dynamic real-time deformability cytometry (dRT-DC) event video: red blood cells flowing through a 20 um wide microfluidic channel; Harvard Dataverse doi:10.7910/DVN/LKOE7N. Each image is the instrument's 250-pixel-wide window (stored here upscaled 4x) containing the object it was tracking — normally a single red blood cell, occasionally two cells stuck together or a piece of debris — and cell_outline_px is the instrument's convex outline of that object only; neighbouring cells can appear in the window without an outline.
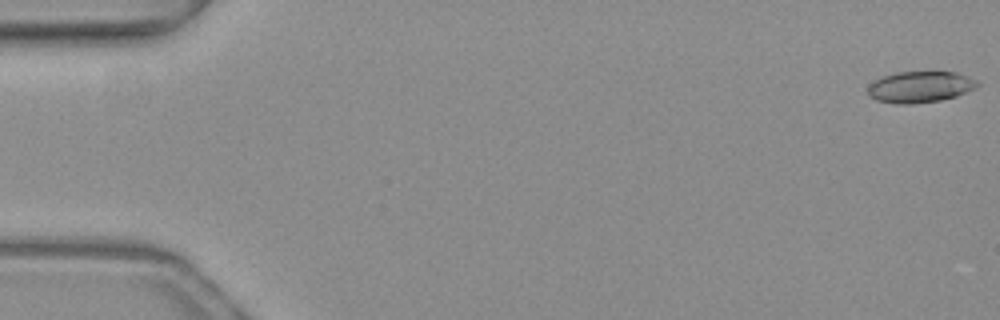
{"species": "common noctule bat (a hibernating species)", "species_latin": "Nyctalus noctula", "temperature_condition": "warm", "stored_images_in_passage": 43, "camera_frame_rate_fps": 3000, "um_per_image_px": 0.085, "animal": {"sex": "female", "body_mass_g": 19.3, "forearm_length_mm": 54.1}, "frame": {"image": 1, "passage_image": 1, "time_ms": 0.0, "image_size_px": [1000, 320], "cell_outline_px": [[980, 84], [976, 88], [956, 96], [940, 100], [912, 104], [896, 104], [876, 100], [868, 96], [868, 84], [884, 76], [896, 72], [956, 72], [976, 80]], "centroid_in_image_um": [78.19, 7.39], "position_along_channel_um": 6.8, "area_um2": 19.94}}
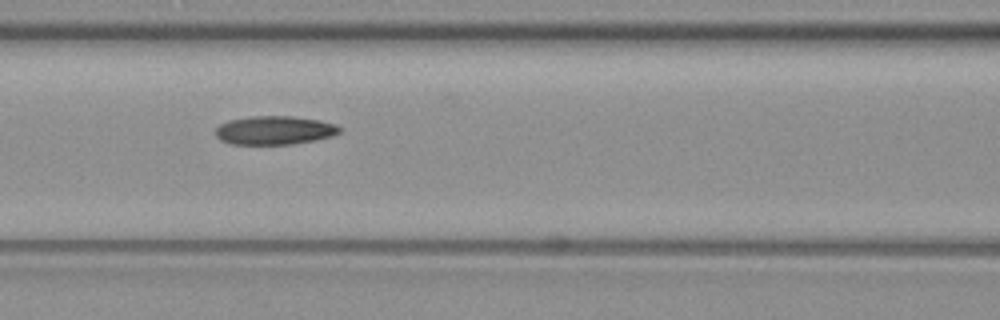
{"frame": {"image": 2, "passage_image": 23, "time_ms": 7.333, "image_size_px": [1000, 320], "cell_outline_px": [[344, 128], [340, 132], [332, 136], [292, 144], [232, 144], [220, 140], [216, 136], [216, 128], [220, 124], [228, 120], [252, 116], [292, 116], [320, 120], [336, 124]], "centroid_in_image_um": [23.35, 11.06], "position_along_channel_um": 143.3, "area_um2": 20.75}}
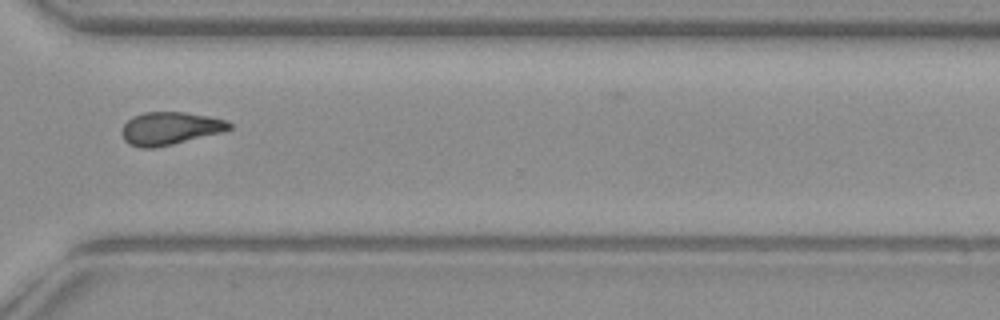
{"frame": {"image": 3, "passage_image": 39, "time_ms": 12.667, "image_size_px": [1000, 320], "cell_outline_px": [[232, 128], [220, 132], [172, 144], [152, 148], [140, 148], [128, 144], [124, 140], [120, 132], [124, 124], [132, 116], [144, 112], [184, 112], [208, 116], [228, 120], [232, 124]], "centroid_in_image_um": [14.41, 10.9], "position_along_channel_um": 356.2, "area_um2": 20.52}, "authors_computed_cell_mechanics": {"area_um2": 20.519, "velocity_mm_per_s": 3.9983, "shape_relaxation_time_tau1_ms": null, "shape_relaxation_time_tau2_ms": 7.2986, "deformation_change_tau1": null, "deformation_change_tau2": 0.1648}}